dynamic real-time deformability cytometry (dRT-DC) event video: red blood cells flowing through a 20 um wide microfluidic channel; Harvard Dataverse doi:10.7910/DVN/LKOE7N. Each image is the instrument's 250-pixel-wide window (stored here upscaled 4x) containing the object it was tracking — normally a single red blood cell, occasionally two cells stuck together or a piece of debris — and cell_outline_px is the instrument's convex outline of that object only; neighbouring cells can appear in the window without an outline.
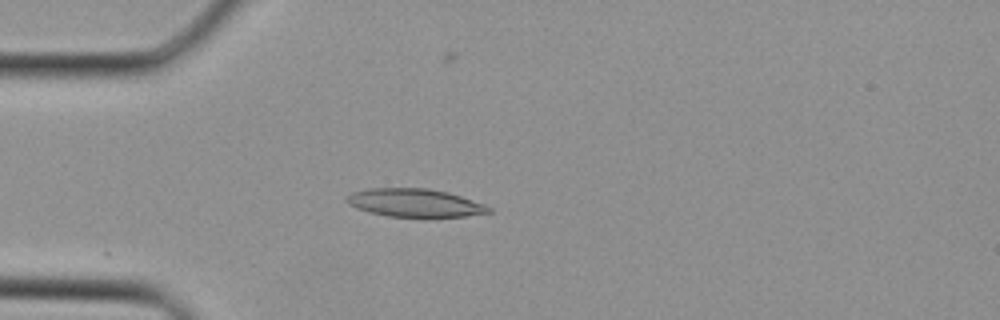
{"species": "Egyptian fruit bat (a non-hibernating species)", "species_latin": "Rousettus aegyptiacus", "temperature_condition": "cold", "stored_images_in_passage": 16, "camera_frame_rate_fps": 3000, "um_per_image_px": 0.085, "animal": {"sex": "female"}, "frame": {"image": 1, "passage_image": 1, "time_ms": 0.0, "image_size_px": [1000, 320], "cell_outline_px": [[492, 212], [464, 216], [388, 216], [368, 212], [356, 208], [348, 204], [344, 200], [352, 192], [368, 188], [428, 188], [448, 192], [484, 204], [492, 208]], "centroid_in_image_um": [35.22, 17.23], "position_along_channel_um": 49.8, "area_um2": 23.12}}
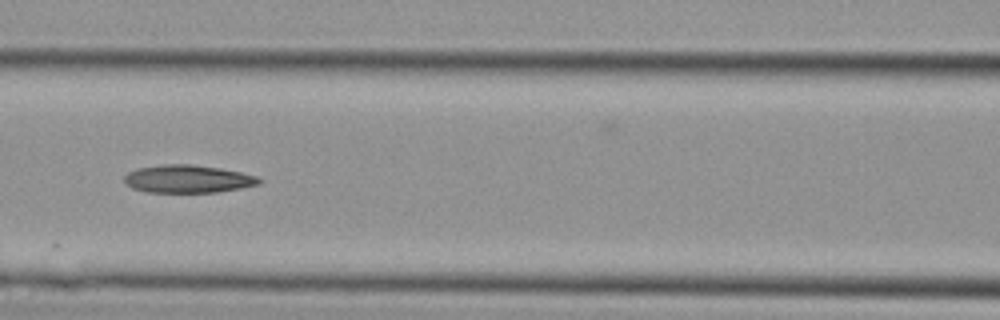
{"frame": {"image": 2, "passage_image": 7, "time_ms": 2.0, "image_size_px": [1000, 320], "cell_outline_px": [[264, 180], [260, 184], [240, 188], [216, 192], [148, 192], [132, 188], [124, 180], [124, 176], [128, 172], [136, 168], [164, 164], [188, 164], [220, 168], [240, 172], [256, 176]], "centroid_in_image_um": [15.97, 15.2], "position_along_channel_um": 150.6, "area_um2": 21.79}}
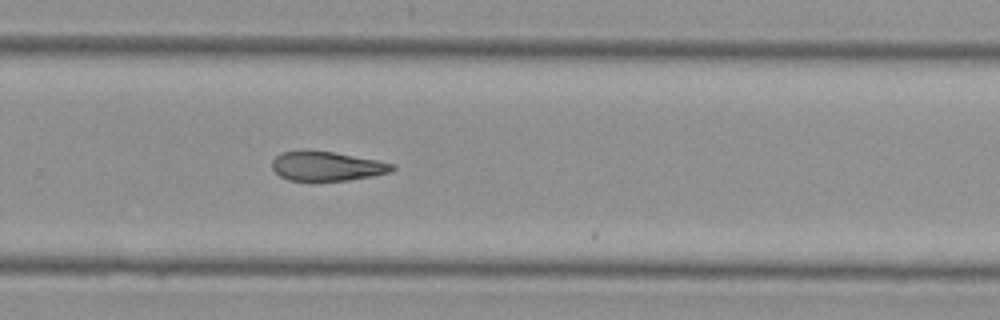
{"frame": {"image": 3, "passage_image": 15, "time_ms": 4.667, "image_size_px": [1000, 320], "cell_outline_px": [[396, 168], [392, 172], [372, 176], [348, 180], [288, 180], [280, 176], [272, 168], [272, 160], [280, 152], [304, 148], [332, 152], [376, 160], [396, 164]], "centroid_in_image_um": [27.75, 14.09], "position_along_channel_um": 302.0, "area_um2": 20.81}}